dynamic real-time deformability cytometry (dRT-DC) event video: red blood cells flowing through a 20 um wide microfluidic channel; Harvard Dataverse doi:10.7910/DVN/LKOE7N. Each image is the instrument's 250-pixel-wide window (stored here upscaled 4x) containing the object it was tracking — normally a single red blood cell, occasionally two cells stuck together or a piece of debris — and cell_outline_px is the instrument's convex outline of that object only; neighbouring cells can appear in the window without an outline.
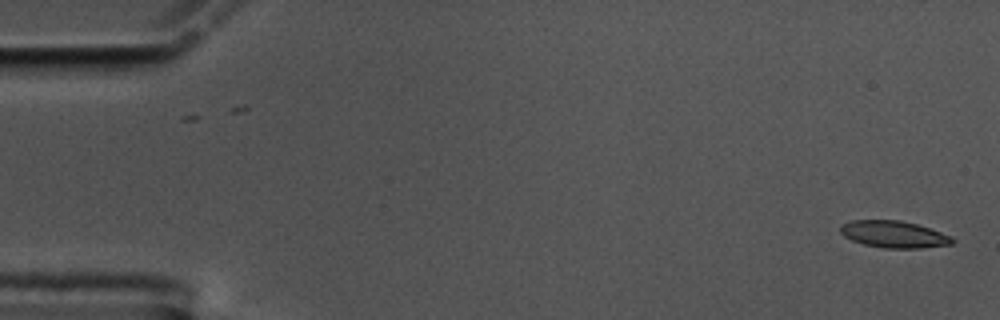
{"species": "common noctule bat (a hibernating species)", "species_latin": "Nyctalus noctula", "temperature_condition": "cold", "stored_images_in_passage": 58, "camera_frame_rate_fps": 3000, "um_per_image_px": 0.085, "animal": {"sex": "male", "body_mass_g": 17.5, "forearm_length_mm": 52.3}, "frame": {"image": 1, "passage_image": 1, "time_ms": 0.0, "image_size_px": [1000, 320], "cell_outline_px": [[956, 240], [952, 244], [920, 248], [884, 248], [864, 244], [852, 240], [844, 236], [840, 232], [840, 224], [852, 220], [900, 220], [916, 224], [952, 236]], "centroid_in_image_um": [75.97, 19.91], "position_along_channel_um": 9.0, "area_um2": 17.51}}
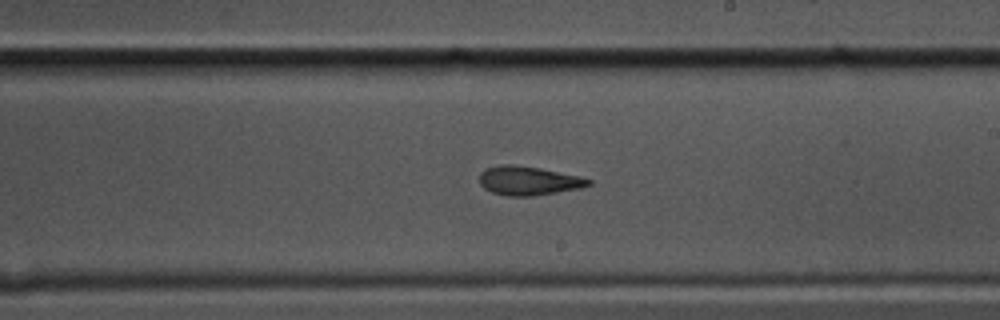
{"frame": {"image": 2, "passage_image": 33, "time_ms": 10.667, "image_size_px": [1000, 320], "cell_outline_px": [[592, 184], [580, 188], [532, 196], [508, 196], [492, 192], [484, 188], [480, 184], [480, 172], [484, 168], [500, 164], [512, 164], [540, 168], [580, 176], [592, 180]], "centroid_in_image_um": [44.9, 15.35], "position_along_channel_um": 244.1, "area_um2": 18.44}}
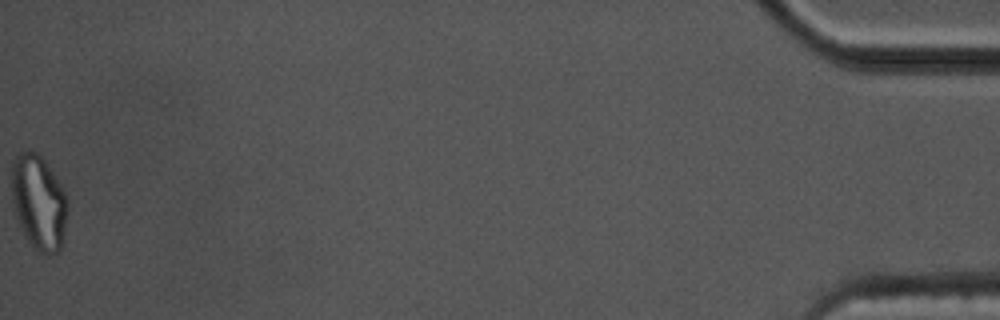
{"frame": {"image": 3, "passage_image": 58, "time_ms": 19.0, "image_size_px": [1000, 320], "cell_outline_px": [[68, 208], [64, 240], [60, 248], [52, 256], [36, 252], [28, 240], [12, 208], [12, 164], [16, 156], [20, 152], [36, 152], [48, 164], [64, 188], [68, 196]], "centroid_in_image_um": [3.33, 17.23], "position_along_channel_um": 431.9, "area_um2": 31.33}, "authors_computed_cell_mechanics": {"area_um2": 18.5827, "velocity_mm_per_s": 3.4561, "shape_relaxation_time_tau1_ms": null, "shape_relaxation_time_tau2_ms": 3.2039, "deformation_change_tau1": null, "deformation_change_tau2": 0.101}}